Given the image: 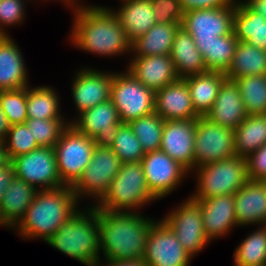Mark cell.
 <instances>
[{
	"mask_svg": "<svg viewBox=\"0 0 266 266\" xmlns=\"http://www.w3.org/2000/svg\"><path fill=\"white\" fill-rule=\"evenodd\" d=\"M72 10L75 19L69 39L74 47L108 57L131 52V42L109 7L90 5Z\"/></svg>",
	"mask_w": 266,
	"mask_h": 266,
	"instance_id": "1",
	"label": "cell"
},
{
	"mask_svg": "<svg viewBox=\"0 0 266 266\" xmlns=\"http://www.w3.org/2000/svg\"><path fill=\"white\" fill-rule=\"evenodd\" d=\"M138 212L98 210L100 253L105 260L143 258L146 239L155 221Z\"/></svg>",
	"mask_w": 266,
	"mask_h": 266,
	"instance_id": "2",
	"label": "cell"
},
{
	"mask_svg": "<svg viewBox=\"0 0 266 266\" xmlns=\"http://www.w3.org/2000/svg\"><path fill=\"white\" fill-rule=\"evenodd\" d=\"M78 203L71 186L40 189L24 217L13 229L25 240L40 238L46 242L79 210Z\"/></svg>",
	"mask_w": 266,
	"mask_h": 266,
	"instance_id": "3",
	"label": "cell"
},
{
	"mask_svg": "<svg viewBox=\"0 0 266 266\" xmlns=\"http://www.w3.org/2000/svg\"><path fill=\"white\" fill-rule=\"evenodd\" d=\"M86 208H79L46 242L85 266H96L101 261L98 209Z\"/></svg>",
	"mask_w": 266,
	"mask_h": 266,
	"instance_id": "4",
	"label": "cell"
},
{
	"mask_svg": "<svg viewBox=\"0 0 266 266\" xmlns=\"http://www.w3.org/2000/svg\"><path fill=\"white\" fill-rule=\"evenodd\" d=\"M156 200L159 199L147 185L141 161L128 162L121 164L107 192L93 206L109 212H136Z\"/></svg>",
	"mask_w": 266,
	"mask_h": 266,
	"instance_id": "5",
	"label": "cell"
},
{
	"mask_svg": "<svg viewBox=\"0 0 266 266\" xmlns=\"http://www.w3.org/2000/svg\"><path fill=\"white\" fill-rule=\"evenodd\" d=\"M192 171L197 176V189L190 195L193 199L234 195L249 180L246 158L239 156L206 164Z\"/></svg>",
	"mask_w": 266,
	"mask_h": 266,
	"instance_id": "6",
	"label": "cell"
},
{
	"mask_svg": "<svg viewBox=\"0 0 266 266\" xmlns=\"http://www.w3.org/2000/svg\"><path fill=\"white\" fill-rule=\"evenodd\" d=\"M110 100L122 123L129 124L155 112V92L140 83L127 68L124 73L114 72Z\"/></svg>",
	"mask_w": 266,
	"mask_h": 266,
	"instance_id": "7",
	"label": "cell"
},
{
	"mask_svg": "<svg viewBox=\"0 0 266 266\" xmlns=\"http://www.w3.org/2000/svg\"><path fill=\"white\" fill-rule=\"evenodd\" d=\"M94 140L80 133L71 124L63 131L53 147L57 170L65 186H73L91 161Z\"/></svg>",
	"mask_w": 266,
	"mask_h": 266,
	"instance_id": "8",
	"label": "cell"
},
{
	"mask_svg": "<svg viewBox=\"0 0 266 266\" xmlns=\"http://www.w3.org/2000/svg\"><path fill=\"white\" fill-rule=\"evenodd\" d=\"M122 162L111 148L95 146L91 161L83 170L79 180L72 186L78 201L82 197L96 198L98 202L107 192L116 177ZM81 198V199H80Z\"/></svg>",
	"mask_w": 266,
	"mask_h": 266,
	"instance_id": "9",
	"label": "cell"
},
{
	"mask_svg": "<svg viewBox=\"0 0 266 266\" xmlns=\"http://www.w3.org/2000/svg\"><path fill=\"white\" fill-rule=\"evenodd\" d=\"M235 8L236 0L220 8L187 10L181 27L196 45H210L217 37L233 32Z\"/></svg>",
	"mask_w": 266,
	"mask_h": 266,
	"instance_id": "10",
	"label": "cell"
},
{
	"mask_svg": "<svg viewBox=\"0 0 266 266\" xmlns=\"http://www.w3.org/2000/svg\"><path fill=\"white\" fill-rule=\"evenodd\" d=\"M162 220L174 231L177 240L192 257L202 251L211 240L203 227L200 202L188 196Z\"/></svg>",
	"mask_w": 266,
	"mask_h": 266,
	"instance_id": "11",
	"label": "cell"
},
{
	"mask_svg": "<svg viewBox=\"0 0 266 266\" xmlns=\"http://www.w3.org/2000/svg\"><path fill=\"white\" fill-rule=\"evenodd\" d=\"M194 168L235 156L234 131L199 116L195 124Z\"/></svg>",
	"mask_w": 266,
	"mask_h": 266,
	"instance_id": "12",
	"label": "cell"
},
{
	"mask_svg": "<svg viewBox=\"0 0 266 266\" xmlns=\"http://www.w3.org/2000/svg\"><path fill=\"white\" fill-rule=\"evenodd\" d=\"M11 163L15 176L37 190L64 186L57 170L53 148L39 146L27 154L13 158Z\"/></svg>",
	"mask_w": 266,
	"mask_h": 266,
	"instance_id": "13",
	"label": "cell"
},
{
	"mask_svg": "<svg viewBox=\"0 0 266 266\" xmlns=\"http://www.w3.org/2000/svg\"><path fill=\"white\" fill-rule=\"evenodd\" d=\"M159 220L149 230L143 261L147 266H189L193 257L183 249L174 231Z\"/></svg>",
	"mask_w": 266,
	"mask_h": 266,
	"instance_id": "14",
	"label": "cell"
},
{
	"mask_svg": "<svg viewBox=\"0 0 266 266\" xmlns=\"http://www.w3.org/2000/svg\"><path fill=\"white\" fill-rule=\"evenodd\" d=\"M121 123L118 110L111 100L83 111L70 122L80 133L92 138L95 146L106 148L113 145Z\"/></svg>",
	"mask_w": 266,
	"mask_h": 266,
	"instance_id": "15",
	"label": "cell"
},
{
	"mask_svg": "<svg viewBox=\"0 0 266 266\" xmlns=\"http://www.w3.org/2000/svg\"><path fill=\"white\" fill-rule=\"evenodd\" d=\"M141 163L147 185L159 200L172 193L189 173L161 150L147 152Z\"/></svg>",
	"mask_w": 266,
	"mask_h": 266,
	"instance_id": "16",
	"label": "cell"
},
{
	"mask_svg": "<svg viewBox=\"0 0 266 266\" xmlns=\"http://www.w3.org/2000/svg\"><path fill=\"white\" fill-rule=\"evenodd\" d=\"M108 72L84 67L75 72L71 93L78 115L110 100L114 72Z\"/></svg>",
	"mask_w": 266,
	"mask_h": 266,
	"instance_id": "17",
	"label": "cell"
},
{
	"mask_svg": "<svg viewBox=\"0 0 266 266\" xmlns=\"http://www.w3.org/2000/svg\"><path fill=\"white\" fill-rule=\"evenodd\" d=\"M196 119L165 120L160 150L189 173L194 169Z\"/></svg>",
	"mask_w": 266,
	"mask_h": 266,
	"instance_id": "18",
	"label": "cell"
},
{
	"mask_svg": "<svg viewBox=\"0 0 266 266\" xmlns=\"http://www.w3.org/2000/svg\"><path fill=\"white\" fill-rule=\"evenodd\" d=\"M131 59L127 70L154 92L179 79L170 54L132 56Z\"/></svg>",
	"mask_w": 266,
	"mask_h": 266,
	"instance_id": "19",
	"label": "cell"
},
{
	"mask_svg": "<svg viewBox=\"0 0 266 266\" xmlns=\"http://www.w3.org/2000/svg\"><path fill=\"white\" fill-rule=\"evenodd\" d=\"M237 226L266 225V183L248 180L234 194Z\"/></svg>",
	"mask_w": 266,
	"mask_h": 266,
	"instance_id": "20",
	"label": "cell"
},
{
	"mask_svg": "<svg viewBox=\"0 0 266 266\" xmlns=\"http://www.w3.org/2000/svg\"><path fill=\"white\" fill-rule=\"evenodd\" d=\"M155 112L164 120L197 119L186 81L182 78L155 92Z\"/></svg>",
	"mask_w": 266,
	"mask_h": 266,
	"instance_id": "21",
	"label": "cell"
},
{
	"mask_svg": "<svg viewBox=\"0 0 266 266\" xmlns=\"http://www.w3.org/2000/svg\"><path fill=\"white\" fill-rule=\"evenodd\" d=\"M205 117L233 131L247 117L239 86L235 80L226 78L223 81L213 107Z\"/></svg>",
	"mask_w": 266,
	"mask_h": 266,
	"instance_id": "22",
	"label": "cell"
},
{
	"mask_svg": "<svg viewBox=\"0 0 266 266\" xmlns=\"http://www.w3.org/2000/svg\"><path fill=\"white\" fill-rule=\"evenodd\" d=\"M195 200L200 202L203 227L211 241L226 236L232 230V227H238L234 195H221Z\"/></svg>",
	"mask_w": 266,
	"mask_h": 266,
	"instance_id": "23",
	"label": "cell"
},
{
	"mask_svg": "<svg viewBox=\"0 0 266 266\" xmlns=\"http://www.w3.org/2000/svg\"><path fill=\"white\" fill-rule=\"evenodd\" d=\"M17 43L9 36H0V91L27 88L28 70Z\"/></svg>",
	"mask_w": 266,
	"mask_h": 266,
	"instance_id": "24",
	"label": "cell"
},
{
	"mask_svg": "<svg viewBox=\"0 0 266 266\" xmlns=\"http://www.w3.org/2000/svg\"><path fill=\"white\" fill-rule=\"evenodd\" d=\"M37 191L35 187L14 175L0 203V226L13 230L26 214Z\"/></svg>",
	"mask_w": 266,
	"mask_h": 266,
	"instance_id": "25",
	"label": "cell"
},
{
	"mask_svg": "<svg viewBox=\"0 0 266 266\" xmlns=\"http://www.w3.org/2000/svg\"><path fill=\"white\" fill-rule=\"evenodd\" d=\"M121 1L123 2L119 9H110L118 18L128 40L132 43L156 24L152 3L151 0Z\"/></svg>",
	"mask_w": 266,
	"mask_h": 266,
	"instance_id": "26",
	"label": "cell"
},
{
	"mask_svg": "<svg viewBox=\"0 0 266 266\" xmlns=\"http://www.w3.org/2000/svg\"><path fill=\"white\" fill-rule=\"evenodd\" d=\"M170 55L179 78L184 79L208 71L194 39L182 27L175 34Z\"/></svg>",
	"mask_w": 266,
	"mask_h": 266,
	"instance_id": "27",
	"label": "cell"
},
{
	"mask_svg": "<svg viewBox=\"0 0 266 266\" xmlns=\"http://www.w3.org/2000/svg\"><path fill=\"white\" fill-rule=\"evenodd\" d=\"M227 78L224 73L207 71L184 78L188 85L194 110L205 116L213 107L219 89Z\"/></svg>",
	"mask_w": 266,
	"mask_h": 266,
	"instance_id": "28",
	"label": "cell"
},
{
	"mask_svg": "<svg viewBox=\"0 0 266 266\" xmlns=\"http://www.w3.org/2000/svg\"><path fill=\"white\" fill-rule=\"evenodd\" d=\"M181 24L156 23L144 35L131 43L133 56L171 54L174 37Z\"/></svg>",
	"mask_w": 266,
	"mask_h": 266,
	"instance_id": "29",
	"label": "cell"
},
{
	"mask_svg": "<svg viewBox=\"0 0 266 266\" xmlns=\"http://www.w3.org/2000/svg\"><path fill=\"white\" fill-rule=\"evenodd\" d=\"M233 31L238 41H246L266 50V20L236 0Z\"/></svg>",
	"mask_w": 266,
	"mask_h": 266,
	"instance_id": "30",
	"label": "cell"
},
{
	"mask_svg": "<svg viewBox=\"0 0 266 266\" xmlns=\"http://www.w3.org/2000/svg\"><path fill=\"white\" fill-rule=\"evenodd\" d=\"M266 144V114L247 115L234 130L235 156L247 158Z\"/></svg>",
	"mask_w": 266,
	"mask_h": 266,
	"instance_id": "31",
	"label": "cell"
},
{
	"mask_svg": "<svg viewBox=\"0 0 266 266\" xmlns=\"http://www.w3.org/2000/svg\"><path fill=\"white\" fill-rule=\"evenodd\" d=\"M266 74V50L246 41H238L236 51L225 75L235 80L243 76Z\"/></svg>",
	"mask_w": 266,
	"mask_h": 266,
	"instance_id": "32",
	"label": "cell"
},
{
	"mask_svg": "<svg viewBox=\"0 0 266 266\" xmlns=\"http://www.w3.org/2000/svg\"><path fill=\"white\" fill-rule=\"evenodd\" d=\"M51 86L26 88L27 114L31 119L64 118L61 115L60 96Z\"/></svg>",
	"mask_w": 266,
	"mask_h": 266,
	"instance_id": "33",
	"label": "cell"
},
{
	"mask_svg": "<svg viewBox=\"0 0 266 266\" xmlns=\"http://www.w3.org/2000/svg\"><path fill=\"white\" fill-rule=\"evenodd\" d=\"M238 45L234 31L222 35L210 45H196L203 56L208 71L226 73L231 65L232 58Z\"/></svg>",
	"mask_w": 266,
	"mask_h": 266,
	"instance_id": "34",
	"label": "cell"
},
{
	"mask_svg": "<svg viewBox=\"0 0 266 266\" xmlns=\"http://www.w3.org/2000/svg\"><path fill=\"white\" fill-rule=\"evenodd\" d=\"M256 230L247 234L234 250V265H266V225H260Z\"/></svg>",
	"mask_w": 266,
	"mask_h": 266,
	"instance_id": "35",
	"label": "cell"
},
{
	"mask_svg": "<svg viewBox=\"0 0 266 266\" xmlns=\"http://www.w3.org/2000/svg\"><path fill=\"white\" fill-rule=\"evenodd\" d=\"M247 115L266 114V74L236 78Z\"/></svg>",
	"mask_w": 266,
	"mask_h": 266,
	"instance_id": "36",
	"label": "cell"
},
{
	"mask_svg": "<svg viewBox=\"0 0 266 266\" xmlns=\"http://www.w3.org/2000/svg\"><path fill=\"white\" fill-rule=\"evenodd\" d=\"M164 122L153 112L129 123L145 153L160 150Z\"/></svg>",
	"mask_w": 266,
	"mask_h": 266,
	"instance_id": "37",
	"label": "cell"
},
{
	"mask_svg": "<svg viewBox=\"0 0 266 266\" xmlns=\"http://www.w3.org/2000/svg\"><path fill=\"white\" fill-rule=\"evenodd\" d=\"M64 118L31 119L25 124L31 130L38 146L53 148L61 137L63 131L70 125V121Z\"/></svg>",
	"mask_w": 266,
	"mask_h": 266,
	"instance_id": "38",
	"label": "cell"
},
{
	"mask_svg": "<svg viewBox=\"0 0 266 266\" xmlns=\"http://www.w3.org/2000/svg\"><path fill=\"white\" fill-rule=\"evenodd\" d=\"M122 163L139 162L146 154L128 123H121L111 146Z\"/></svg>",
	"mask_w": 266,
	"mask_h": 266,
	"instance_id": "39",
	"label": "cell"
},
{
	"mask_svg": "<svg viewBox=\"0 0 266 266\" xmlns=\"http://www.w3.org/2000/svg\"><path fill=\"white\" fill-rule=\"evenodd\" d=\"M0 107L9 126L24 124L28 119L26 88L0 91Z\"/></svg>",
	"mask_w": 266,
	"mask_h": 266,
	"instance_id": "40",
	"label": "cell"
},
{
	"mask_svg": "<svg viewBox=\"0 0 266 266\" xmlns=\"http://www.w3.org/2000/svg\"><path fill=\"white\" fill-rule=\"evenodd\" d=\"M3 145L10 161L39 147L25 123L9 126Z\"/></svg>",
	"mask_w": 266,
	"mask_h": 266,
	"instance_id": "41",
	"label": "cell"
},
{
	"mask_svg": "<svg viewBox=\"0 0 266 266\" xmlns=\"http://www.w3.org/2000/svg\"><path fill=\"white\" fill-rule=\"evenodd\" d=\"M26 0H0V36H9L8 26L21 24L25 19Z\"/></svg>",
	"mask_w": 266,
	"mask_h": 266,
	"instance_id": "42",
	"label": "cell"
},
{
	"mask_svg": "<svg viewBox=\"0 0 266 266\" xmlns=\"http://www.w3.org/2000/svg\"><path fill=\"white\" fill-rule=\"evenodd\" d=\"M156 23L181 24L185 11L180 0H151Z\"/></svg>",
	"mask_w": 266,
	"mask_h": 266,
	"instance_id": "43",
	"label": "cell"
},
{
	"mask_svg": "<svg viewBox=\"0 0 266 266\" xmlns=\"http://www.w3.org/2000/svg\"><path fill=\"white\" fill-rule=\"evenodd\" d=\"M247 176L250 180L266 178V144L251 153L247 158Z\"/></svg>",
	"mask_w": 266,
	"mask_h": 266,
	"instance_id": "44",
	"label": "cell"
},
{
	"mask_svg": "<svg viewBox=\"0 0 266 266\" xmlns=\"http://www.w3.org/2000/svg\"><path fill=\"white\" fill-rule=\"evenodd\" d=\"M234 0H180L184 11L194 9L220 8L231 4Z\"/></svg>",
	"mask_w": 266,
	"mask_h": 266,
	"instance_id": "45",
	"label": "cell"
},
{
	"mask_svg": "<svg viewBox=\"0 0 266 266\" xmlns=\"http://www.w3.org/2000/svg\"><path fill=\"white\" fill-rule=\"evenodd\" d=\"M14 175V167L11 161L6 166L0 168V203Z\"/></svg>",
	"mask_w": 266,
	"mask_h": 266,
	"instance_id": "46",
	"label": "cell"
},
{
	"mask_svg": "<svg viewBox=\"0 0 266 266\" xmlns=\"http://www.w3.org/2000/svg\"><path fill=\"white\" fill-rule=\"evenodd\" d=\"M102 261H100L96 266H101ZM106 266H147L143 261V258L137 259H125V260H105Z\"/></svg>",
	"mask_w": 266,
	"mask_h": 266,
	"instance_id": "47",
	"label": "cell"
},
{
	"mask_svg": "<svg viewBox=\"0 0 266 266\" xmlns=\"http://www.w3.org/2000/svg\"><path fill=\"white\" fill-rule=\"evenodd\" d=\"M251 11L262 15L266 20V0H244L242 1Z\"/></svg>",
	"mask_w": 266,
	"mask_h": 266,
	"instance_id": "48",
	"label": "cell"
},
{
	"mask_svg": "<svg viewBox=\"0 0 266 266\" xmlns=\"http://www.w3.org/2000/svg\"><path fill=\"white\" fill-rule=\"evenodd\" d=\"M8 129H9V125L6 121L5 114L3 113L0 107V142L1 143L4 142Z\"/></svg>",
	"mask_w": 266,
	"mask_h": 266,
	"instance_id": "49",
	"label": "cell"
},
{
	"mask_svg": "<svg viewBox=\"0 0 266 266\" xmlns=\"http://www.w3.org/2000/svg\"><path fill=\"white\" fill-rule=\"evenodd\" d=\"M10 162L8 154L4 148L3 143L0 142V168L6 166Z\"/></svg>",
	"mask_w": 266,
	"mask_h": 266,
	"instance_id": "50",
	"label": "cell"
},
{
	"mask_svg": "<svg viewBox=\"0 0 266 266\" xmlns=\"http://www.w3.org/2000/svg\"><path fill=\"white\" fill-rule=\"evenodd\" d=\"M58 1H63V4L65 3L68 8H78V7H87V6H90V5H87V4H82L80 2H78V0H58ZM80 3V4H79ZM82 4V5H81Z\"/></svg>",
	"mask_w": 266,
	"mask_h": 266,
	"instance_id": "51",
	"label": "cell"
},
{
	"mask_svg": "<svg viewBox=\"0 0 266 266\" xmlns=\"http://www.w3.org/2000/svg\"><path fill=\"white\" fill-rule=\"evenodd\" d=\"M233 266H241V265H233ZM248 266H252V265H248ZM260 266H266V265H260Z\"/></svg>",
	"mask_w": 266,
	"mask_h": 266,
	"instance_id": "52",
	"label": "cell"
}]
</instances>
